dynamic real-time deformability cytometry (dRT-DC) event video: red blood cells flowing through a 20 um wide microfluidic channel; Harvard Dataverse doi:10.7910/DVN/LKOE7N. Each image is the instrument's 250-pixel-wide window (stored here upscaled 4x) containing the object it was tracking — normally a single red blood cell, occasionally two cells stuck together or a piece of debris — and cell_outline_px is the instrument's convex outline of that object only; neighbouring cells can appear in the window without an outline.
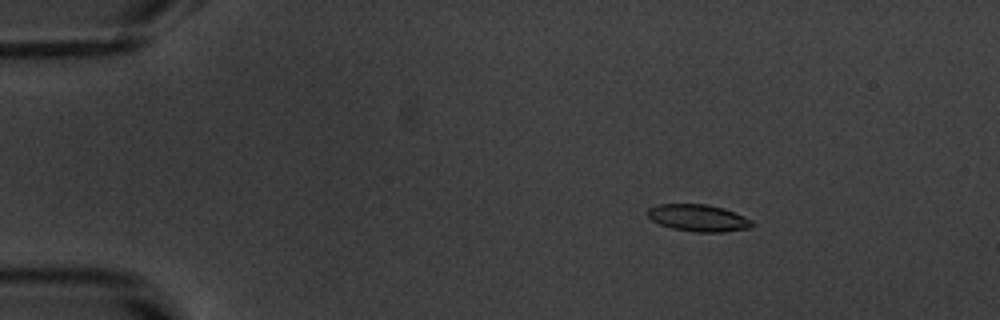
{"species": "common noctule bat (a hibernating species)", "species_latin": "Nyctalus noctula", "temperature_condition": "warm", "stored_images_in_passage": 53, "camera_frame_rate_fps": 3000, "um_per_image_px": 0.085, "animal": {"sex": "male", "body_mass_g": 20.1, "forearm_length_mm": 53.5}, "frame": {"image": 1, "passage_image": 8, "time_ms": 2.333, "image_size_px": [1000, 320], "cell_outline_px": [[756, 224], [752, 228], [724, 232], [696, 232], [672, 228], [660, 224], [652, 220], [648, 216], [648, 208], [660, 204], [704, 204], [724, 208], [744, 216], [752, 220]], "centroid_in_image_um": [59.41, 18.53], "position_along_channel_um": 25.6, "area_um2": 16.47}}
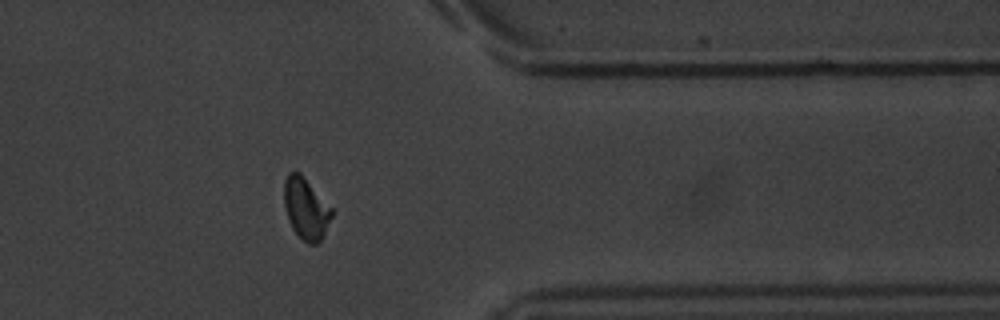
{"frame": {"image": 2, "passage_image": 43, "time_ms": 14.0, "image_size_px": [1000, 320], "cell_outline_px": [[332, 216], [320, 240], [316, 244], [308, 244], [292, 228], [288, 220], [284, 204], [284, 180], [288, 172], [300, 172], [332, 208]], "centroid_in_image_um": [25.98, 17.7], "position_along_channel_um": 385.4, "area_um2": 16.82}}
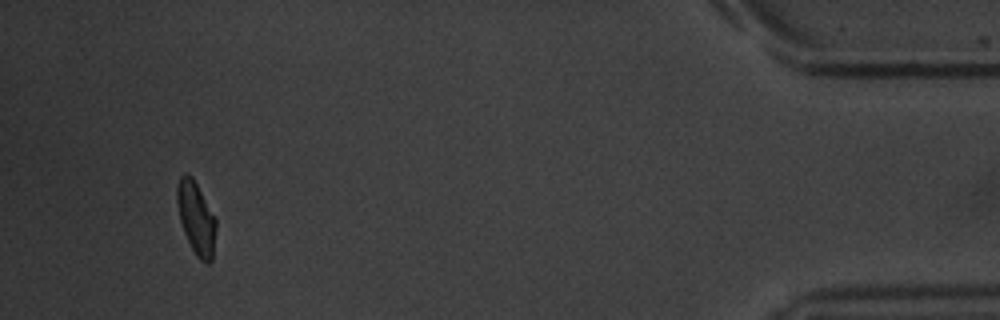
{"frame": {"image": 3, "passage_image": 50, "time_ms": 16.333, "image_size_px": [1000, 320], "cell_outline_px": [[216, 228], [212, 260], [208, 264], [200, 260], [196, 256], [184, 232], [180, 220], [176, 200], [176, 188], [180, 176], [184, 172], [188, 172], [192, 176], [216, 220]], "centroid_in_image_um": [16.65, 18.52], "position_along_channel_um": 418.5, "area_um2": 16.36}, "authors_computed_cell_mechanics": {"area_um2": 16.8198, "velocity_mm_per_s": 3.8246, "shape_relaxation_time_tau1_ms": 3.0885, "shape_relaxation_time_tau2_ms": 2.7394, "deformation_change_tau1": 0.13, "deformation_change_tau2": 0.0822}}